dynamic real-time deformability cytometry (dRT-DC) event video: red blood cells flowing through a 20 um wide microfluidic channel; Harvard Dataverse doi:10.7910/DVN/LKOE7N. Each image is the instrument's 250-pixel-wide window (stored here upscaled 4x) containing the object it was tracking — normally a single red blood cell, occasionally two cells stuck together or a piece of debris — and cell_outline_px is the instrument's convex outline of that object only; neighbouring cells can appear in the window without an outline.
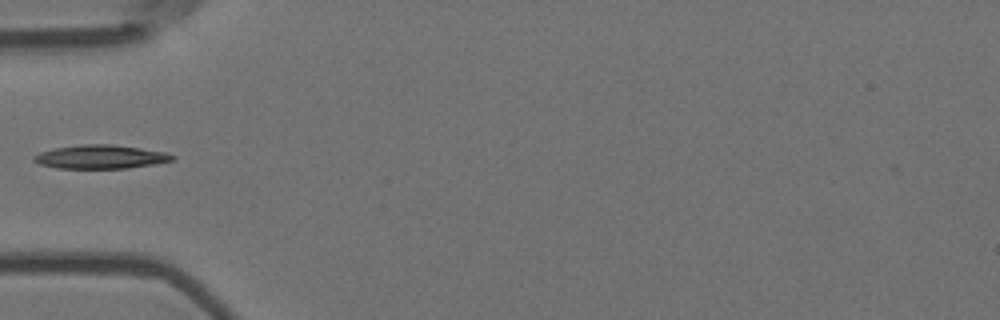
{"species": "Egyptian fruit bat (a non-hibernating species)", "species_latin": "Rousettus aegyptiacus", "temperature_condition": "room temperature", "stored_images_in_passage": 1, "camera_frame_rate_fps": 3000, "um_per_image_px": 0.085, "animal": {"sex": "female"}, "frame": {"image": 1, "passage_image": 1, "time_ms": 0.0, "image_size_px": [1000, 320], "cell_outline_px": [[176, 160], [156, 164], [128, 168], [56, 168], [40, 164], [32, 160], [32, 156], [40, 152], [56, 148], [80, 144], [112, 144], [140, 148], [164, 152], [176, 156]], "centroid_in_image_um": [8.57, 13.33], "position_along_channel_um": 76.4, "area_um2": 19.19}}